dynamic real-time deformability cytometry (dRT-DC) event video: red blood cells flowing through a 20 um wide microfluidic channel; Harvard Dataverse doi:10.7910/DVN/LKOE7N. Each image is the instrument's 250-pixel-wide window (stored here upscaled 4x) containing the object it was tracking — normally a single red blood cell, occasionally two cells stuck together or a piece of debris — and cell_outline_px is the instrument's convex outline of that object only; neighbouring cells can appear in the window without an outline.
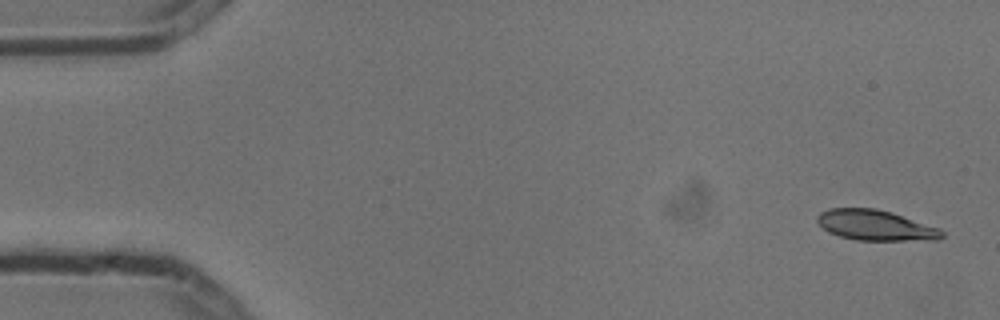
{"species": "common noctule bat (a hibernating species)", "species_latin": "Nyctalus noctula", "temperature_condition": "cold", "stored_images_in_passage": 4, "camera_frame_rate_fps": 3000, "um_per_image_px": 0.085, "animal": {"sex": "male", "body_mass_g": 13.3}, "frame": {"image": 1, "passage_image": 1, "time_ms": 0.0, "image_size_px": [1000, 320], "cell_outline_px": [[944, 236], [940, 240], [856, 240], [840, 236], [828, 232], [816, 220], [816, 216], [820, 212], [828, 208], [876, 208], [892, 212], [940, 228], [944, 232]], "centroid_in_image_um": [74.44, 19.14], "position_along_channel_um": 10.6, "area_um2": 22.25}}